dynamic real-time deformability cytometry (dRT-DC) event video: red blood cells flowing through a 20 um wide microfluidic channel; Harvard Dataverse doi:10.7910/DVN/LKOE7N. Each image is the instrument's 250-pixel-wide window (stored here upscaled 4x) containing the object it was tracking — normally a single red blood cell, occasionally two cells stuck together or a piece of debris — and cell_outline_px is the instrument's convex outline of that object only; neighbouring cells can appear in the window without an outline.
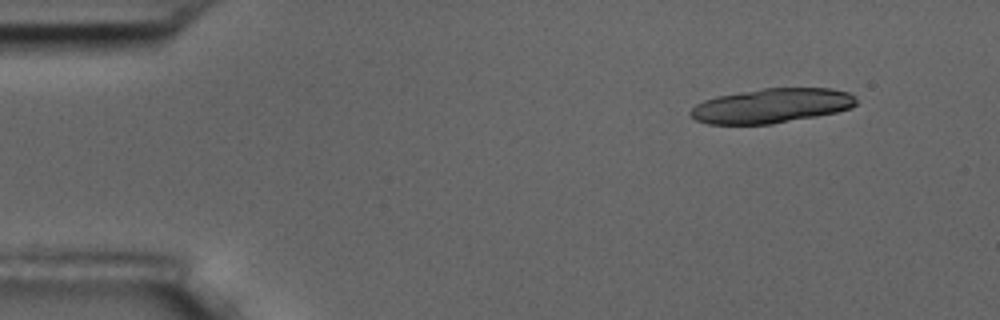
{"species": "common noctule bat (a hibernating species)", "species_latin": "Nyctalus noctula", "temperature_condition": "room temperature", "stored_images_in_passage": 5, "segment_of_instrument_passage": [1, 2], "camera_frame_rate_fps": 3000, "um_per_image_px": 0.085, "animal": {"sex": "male", "body_mass_g": 17.5, "forearm_length_mm": 52.3}, "frame": {"image": 1, "passage_image": 1, "time_ms": 0.0, "image_size_px": [1000, 320], "cell_outline_px": [[856, 104], [852, 108], [836, 112], [816, 116], [772, 124], [708, 124], [696, 120], [688, 112], [696, 104], [704, 100], [716, 96], [764, 88], [832, 88], [848, 92], [856, 96]], "centroid_in_image_um": [65.6, 8.98], "position_along_channel_um": 19.4, "area_um2": 33.41}}